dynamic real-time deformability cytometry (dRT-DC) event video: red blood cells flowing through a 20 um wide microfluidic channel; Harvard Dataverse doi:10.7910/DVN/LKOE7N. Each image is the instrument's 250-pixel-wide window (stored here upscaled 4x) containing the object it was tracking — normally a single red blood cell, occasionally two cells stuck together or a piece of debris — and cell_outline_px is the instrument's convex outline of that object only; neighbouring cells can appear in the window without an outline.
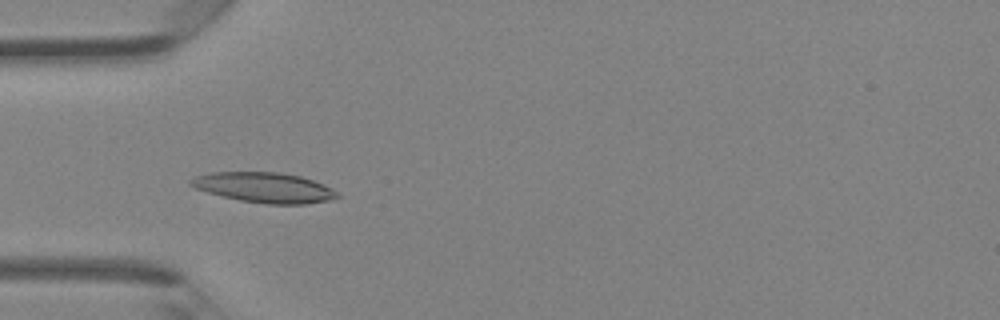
{"species": "Egyptian fruit bat (a non-hibernating species)", "species_latin": "Rousettus aegyptiacus", "temperature_condition": "room temperature", "stored_images_in_passage": 4, "camera_frame_rate_fps": 3000, "um_per_image_px": 0.085, "animal": {"sex": "female"}, "frame": {"image": 1, "passage_image": 4, "time_ms": 1.0, "image_size_px": [1000, 320], "cell_outline_px": [[340, 196], [328, 200], [304, 204], [268, 204], [240, 200], [208, 192], [196, 188], [188, 184], [188, 180], [196, 176], [212, 172], [280, 172], [300, 176], [312, 180], [332, 188]], "centroid_in_image_um": [22.45, 15.93], "position_along_channel_um": 62.6, "area_um2": 25.49}}